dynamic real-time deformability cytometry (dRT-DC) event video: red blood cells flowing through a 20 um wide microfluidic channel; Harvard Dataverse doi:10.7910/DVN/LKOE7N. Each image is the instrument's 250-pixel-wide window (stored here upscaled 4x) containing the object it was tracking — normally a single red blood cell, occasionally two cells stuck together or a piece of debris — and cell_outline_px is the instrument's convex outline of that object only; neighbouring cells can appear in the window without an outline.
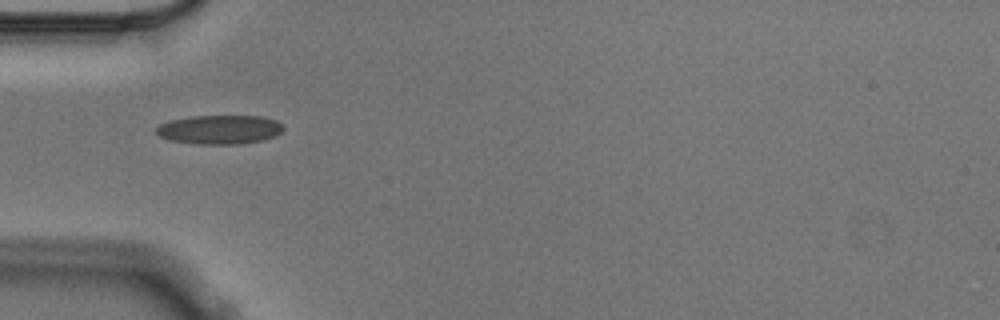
{"species": "Egyptian fruit bat (a non-hibernating species)", "species_latin": "Rousettus aegyptiacus", "temperature_condition": "cold", "stored_images_in_passage": 7, "camera_frame_rate_fps": 3000, "um_per_image_px": 0.085, "animal": {"sex": "male"}, "frame": {"image": 1, "passage_image": 1, "time_ms": 0.0, "image_size_px": [1000, 320], "cell_outline_px": [[284, 128], [280, 132], [264, 140], [236, 144], [196, 144], [172, 140], [160, 136], [156, 132], [156, 128], [160, 124], [168, 120], [192, 116], [260, 116], [276, 120], [284, 124]], "centroid_in_image_um": [18.67, 11.0], "position_along_channel_um": 66.3, "area_um2": 21.44}}
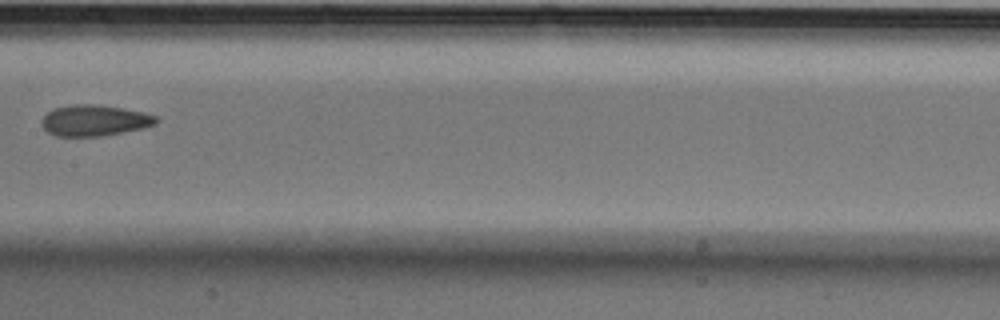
{"frame": {"image": 2, "passage_image": 4, "time_ms": 1.0, "image_size_px": [1000, 320], "cell_outline_px": [[160, 120], [156, 124], [144, 128], [100, 136], [56, 136], [48, 132], [40, 124], [44, 116], [52, 108], [72, 104], [96, 104], [124, 108], [144, 112], [156, 116]], "centroid_in_image_um": [8.04, 10.23], "position_along_channel_um": 199.4, "area_um2": 20.87}}
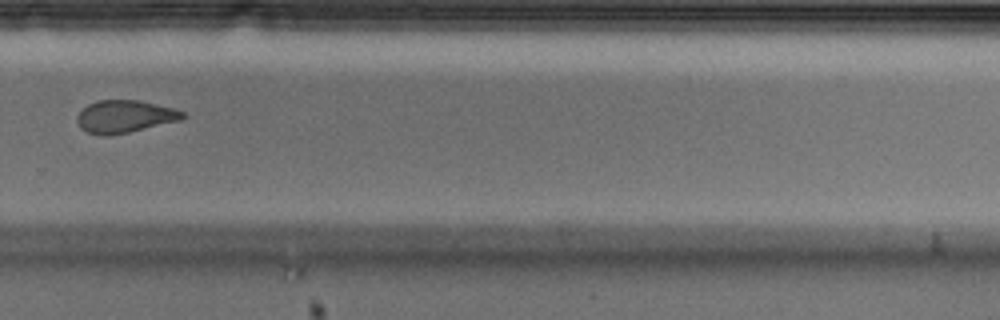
{"frame": {"image": 3, "passage_image": 7, "time_ms": 2.0, "image_size_px": [1000, 320], "cell_outline_px": [[188, 116], [180, 120], [128, 132], [108, 136], [100, 136], [88, 132], [80, 128], [76, 120], [76, 116], [88, 104], [100, 100], [140, 100], [176, 108], [184, 112]], "centroid_in_image_um": [10.62, 9.9], "position_along_channel_um": 319.2, "area_um2": 20.11}}